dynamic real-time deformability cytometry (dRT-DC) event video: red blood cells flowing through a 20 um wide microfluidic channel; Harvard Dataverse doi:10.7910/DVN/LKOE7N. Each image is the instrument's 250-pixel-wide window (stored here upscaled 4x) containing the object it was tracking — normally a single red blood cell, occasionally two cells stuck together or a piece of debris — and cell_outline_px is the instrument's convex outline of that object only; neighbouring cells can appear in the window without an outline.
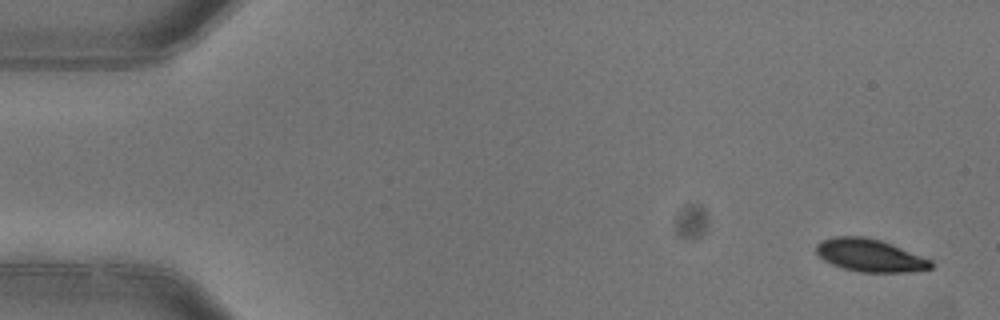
{"species": "common noctule bat (a hibernating species)", "species_latin": "Nyctalus noctula", "temperature_condition": "warm", "stored_images_in_passage": 6, "camera_frame_rate_fps": 3000, "um_per_image_px": 0.085, "animal": {"sex": "female"}, "frame": {"image": 1, "passage_image": 1, "time_ms": 0.0, "image_size_px": [1000, 320], "cell_outline_px": [[932, 268], [908, 272], [860, 272], [844, 268], [832, 264], [824, 260], [816, 252], [816, 244], [824, 240], [836, 236], [864, 236], [880, 240], [892, 244], [932, 260]], "centroid_in_image_um": [73.95, 21.7], "position_along_channel_um": 11.0, "area_um2": 21.68}}
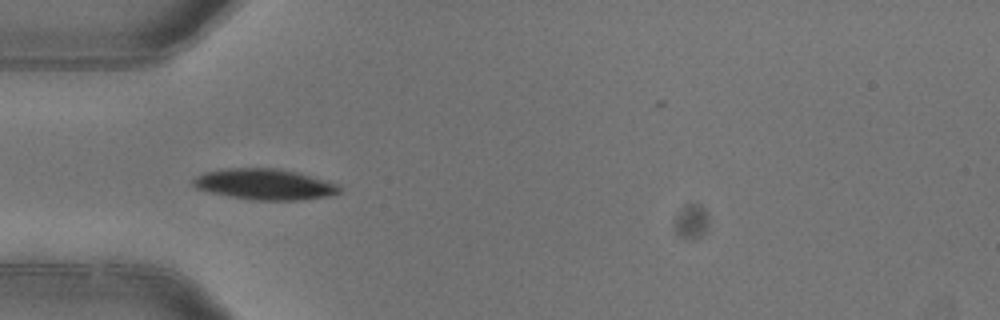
{"frame": {"image": 2, "passage_image": 4, "time_ms": 1.0, "image_size_px": [1000, 320], "cell_outline_px": [[340, 192], [328, 196], [296, 200], [256, 200], [228, 196], [196, 188], [192, 184], [192, 180], [196, 176], [204, 172], [228, 168], [276, 168], [296, 172], [340, 184]], "centroid_in_image_um": [22.49, 15.66], "position_along_channel_um": 62.5, "area_um2": 26.13}}